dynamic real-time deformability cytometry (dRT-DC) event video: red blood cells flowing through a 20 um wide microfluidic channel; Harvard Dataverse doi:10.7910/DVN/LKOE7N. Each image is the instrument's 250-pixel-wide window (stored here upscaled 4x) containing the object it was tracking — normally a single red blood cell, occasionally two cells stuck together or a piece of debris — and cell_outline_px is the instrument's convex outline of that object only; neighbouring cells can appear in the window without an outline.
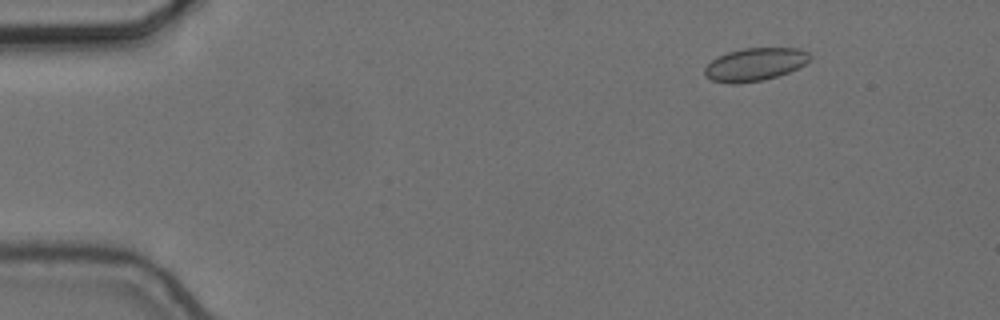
{"species": "common noctule bat (a hibernating species)", "species_latin": "Nyctalus noctula", "temperature_condition": "cold", "stored_images_in_passage": 10, "camera_frame_rate_fps": 3000, "um_per_image_px": 0.085, "animal": {"sex": "female", "body_mass_g": 24.6, "forearm_length_mm": 56.2}, "frame": {"image": 1, "passage_image": 1, "time_ms": 0.0, "image_size_px": [1000, 320], "cell_outline_px": [[812, 60], [788, 72], [764, 80], [736, 84], [728, 84], [712, 80], [704, 76], [704, 68], [712, 60], [728, 52], [744, 48], [800, 48], [808, 52], [812, 56]], "centroid_in_image_um": [64.18, 5.48], "position_along_channel_um": 20.8, "area_um2": 20.23}}